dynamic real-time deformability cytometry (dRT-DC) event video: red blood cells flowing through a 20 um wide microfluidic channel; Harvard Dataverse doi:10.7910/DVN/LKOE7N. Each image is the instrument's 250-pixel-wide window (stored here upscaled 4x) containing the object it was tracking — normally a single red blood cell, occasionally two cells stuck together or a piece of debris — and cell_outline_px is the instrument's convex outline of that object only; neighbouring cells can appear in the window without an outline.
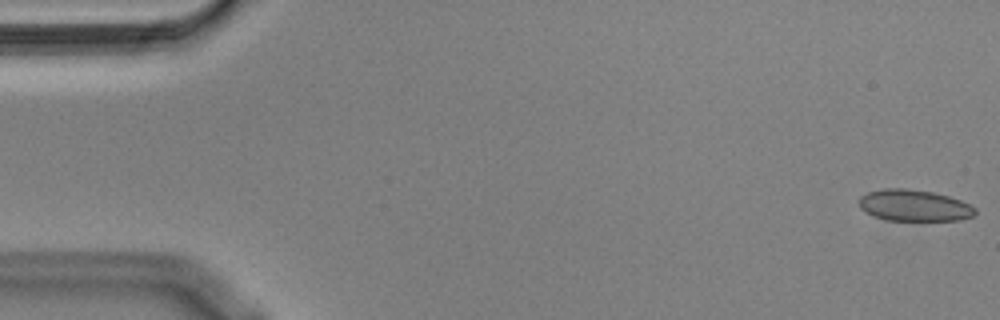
{"species": "Egyptian fruit bat (a non-hibernating species)", "species_latin": "Rousettus aegyptiacus", "temperature_condition": "cold", "stored_images_in_passage": 15, "camera_frame_rate_fps": 3000, "um_per_image_px": 0.085, "animal": {"sex": "male"}, "frame": {"image": 1, "passage_image": 1, "time_ms": 0.0, "image_size_px": [1000, 320], "cell_outline_px": [[976, 212], [972, 216], [960, 220], [888, 220], [872, 216], [860, 208], [860, 196], [868, 192], [884, 188], [904, 188], [932, 192], [948, 196], [960, 200], [976, 208]], "centroid_in_image_um": [77.68, 17.46], "position_along_channel_um": 7.3, "area_um2": 21.15}}
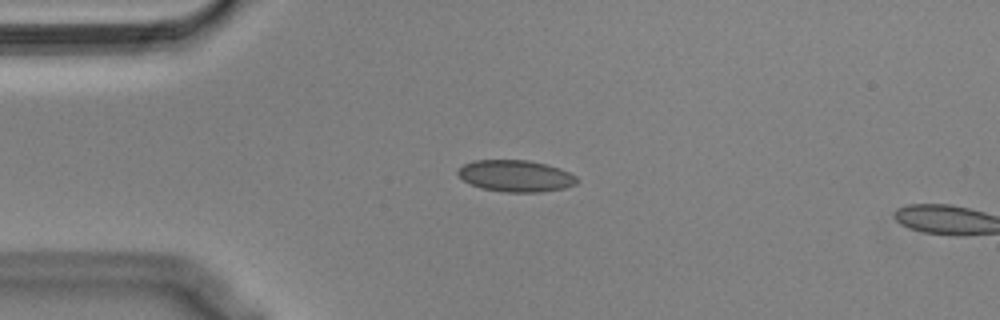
{"frame": {"image": 2, "passage_image": 13, "time_ms": 4.0, "image_size_px": [1000, 320], "cell_outline_px": [[576, 184], [564, 188], [540, 192], [504, 192], [480, 188], [464, 180], [456, 172], [464, 164], [476, 160], [528, 160], [560, 168], [576, 176]], "centroid_in_image_um": [43.83, 14.96], "position_along_channel_um": 41.2, "area_um2": 21.73}}